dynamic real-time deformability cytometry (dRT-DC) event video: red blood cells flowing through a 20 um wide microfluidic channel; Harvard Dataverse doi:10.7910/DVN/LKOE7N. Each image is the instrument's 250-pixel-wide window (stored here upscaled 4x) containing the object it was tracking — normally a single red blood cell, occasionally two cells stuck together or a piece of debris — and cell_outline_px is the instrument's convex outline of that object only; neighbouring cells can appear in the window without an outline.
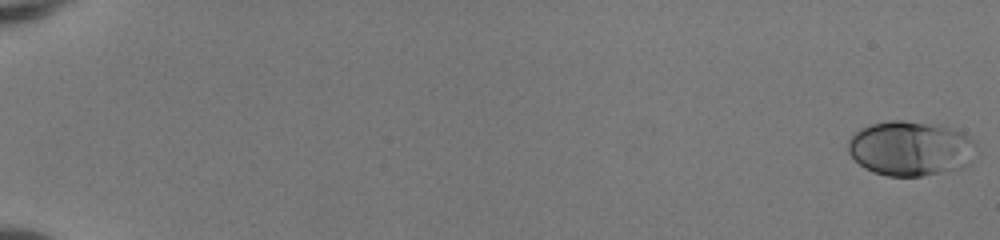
{"species": "human", "species_latin": "Homo sapiens", "temperature_condition": "room temperature", "stored_images_in_passage": 53, "camera_frame_rate_fps": 3000, "um_per_image_px": 0.085, "donor": {"sex": "female"}, "frame": {"image": 1, "passage_image": 1, "time_ms": 0.0, "image_size_px": [1000, 240], "cell_outline_px": [[976, 144], [968, 164], [964, 168], [920, 176], [888, 176], [872, 172], [864, 168], [848, 152], [848, 140], [860, 128], [868, 124], [888, 120], [904, 120], [944, 124], [964, 132], [976, 140]], "centroid_in_image_um": [77.41, 12.58], "position_along_channel_um": 7.6, "area_um2": 41.56}}
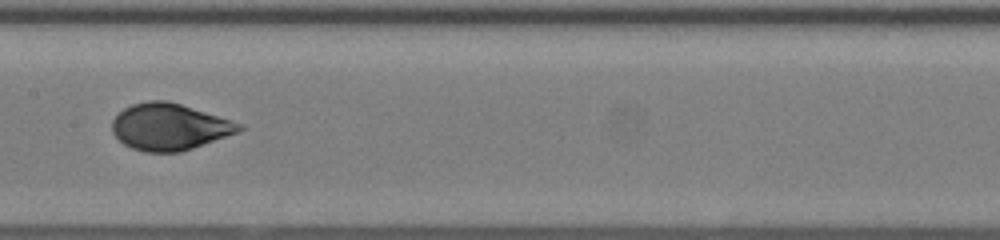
{"frame": {"image": 2, "passage_image": 30, "time_ms": 9.667, "image_size_px": [1000, 240], "cell_outline_px": [[244, 128], [240, 132], [180, 152], [144, 152], [132, 148], [124, 144], [112, 132], [112, 120], [124, 108], [132, 104], [148, 100], [168, 100], [244, 124]], "centroid_in_image_um": [14.41, 10.78], "position_along_channel_um": 193.0, "area_um2": 34.51}}
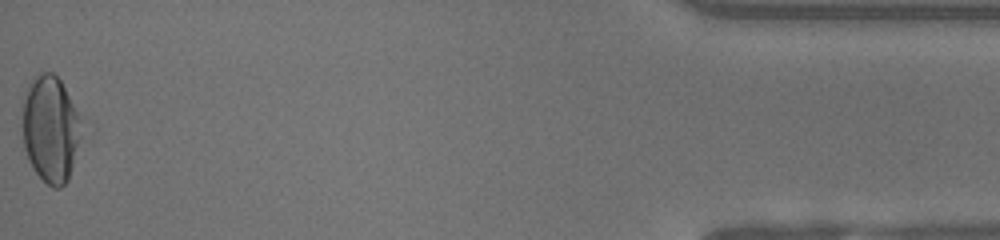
{"frame": {"image": 3, "passage_image": 53, "time_ms": 17.333, "image_size_px": [1000, 240], "cell_outline_px": [[96, 128], [68, 180], [60, 188], [52, 188], [32, 168], [28, 160], [24, 148], [24, 100], [28, 88], [32, 80], [40, 72], [52, 72], [60, 80]], "centroid_in_image_um": [4.59, 11.01], "position_along_channel_um": 430.6, "area_um2": 40.34}, "authors_computed_cell_mechanics": {"area_um2": 35.1424, "velocity_mm_per_s": 4.1011, "shape_relaxation_time_tau1_ms": 4.8976, "shape_relaxation_time_tau2_ms": null, "deformation_change_tau1": 0.1923, "deformation_change_tau2": null}}